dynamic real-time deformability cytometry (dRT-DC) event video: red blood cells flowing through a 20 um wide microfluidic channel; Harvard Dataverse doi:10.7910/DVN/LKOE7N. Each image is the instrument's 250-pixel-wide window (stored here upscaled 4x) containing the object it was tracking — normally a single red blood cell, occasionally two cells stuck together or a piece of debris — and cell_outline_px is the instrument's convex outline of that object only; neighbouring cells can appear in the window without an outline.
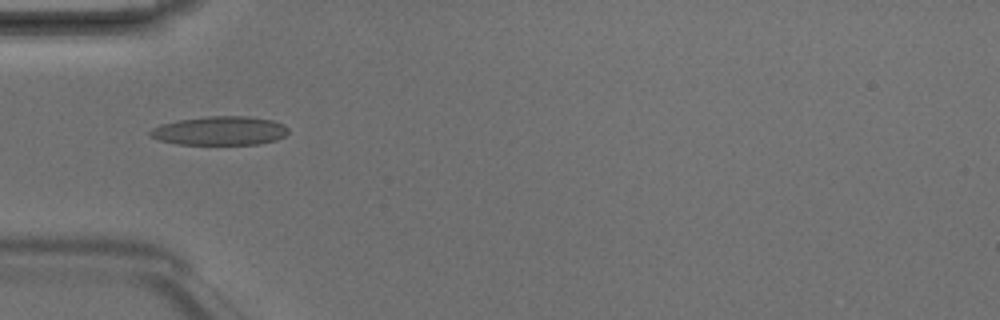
{"species": "Egyptian fruit bat (a non-hibernating species)", "species_latin": "Rousettus aegyptiacus", "temperature_condition": "room temperature", "stored_images_in_passage": 1, "camera_frame_rate_fps": 3000, "um_per_image_px": 0.085, "animal": {"sex": "male"}, "frame": {"image": 1, "passage_image": 1, "time_ms": 0.0, "image_size_px": [1000, 320], "cell_outline_px": [[288, 132], [284, 136], [276, 140], [260, 144], [176, 144], [160, 140], [148, 136], [148, 132], [152, 128], [160, 124], [180, 120], [208, 116], [248, 116], [272, 120], [284, 124], [288, 128]], "centroid_in_image_um": [18.69, 11.11], "position_along_channel_um": 66.3, "area_um2": 23.29}}